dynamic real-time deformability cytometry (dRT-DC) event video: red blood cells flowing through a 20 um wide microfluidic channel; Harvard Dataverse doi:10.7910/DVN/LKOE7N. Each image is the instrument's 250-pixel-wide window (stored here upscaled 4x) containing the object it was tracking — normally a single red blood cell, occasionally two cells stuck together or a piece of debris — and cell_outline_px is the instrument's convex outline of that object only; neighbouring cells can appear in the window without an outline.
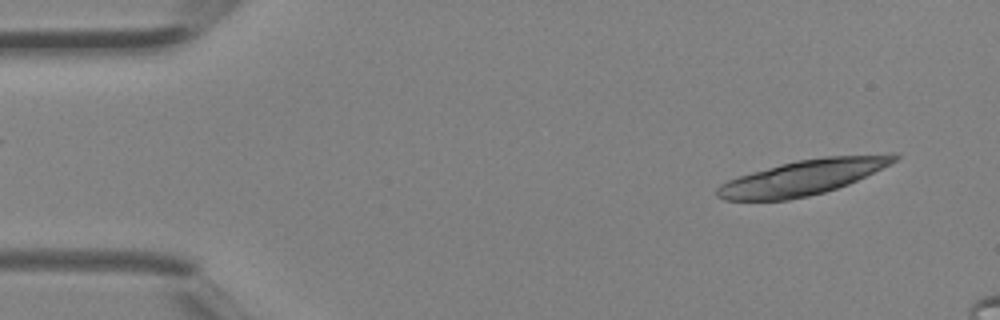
{"species": "Egyptian fruit bat (a non-hibernating species)", "species_latin": "Rousettus aegyptiacus", "temperature_condition": "room temperature", "stored_images_in_passage": 5, "camera_frame_rate_fps": 3000, "um_per_image_px": 0.085, "animal": {"sex": "female"}, "frame": {"image": 1, "passage_image": 5, "time_ms": 1.333, "image_size_px": [1000, 320], "cell_outline_px": [[900, 156], [896, 160], [848, 184], [824, 192], [808, 196], [788, 200], [724, 200], [716, 196], [716, 188], [720, 184], [728, 180], [752, 172], [780, 164], [796, 160], [824, 156], [892, 152], [900, 152]], "centroid_in_image_um": [68.27, 15.05], "position_along_channel_um": 16.7, "area_um2": 36.24}}